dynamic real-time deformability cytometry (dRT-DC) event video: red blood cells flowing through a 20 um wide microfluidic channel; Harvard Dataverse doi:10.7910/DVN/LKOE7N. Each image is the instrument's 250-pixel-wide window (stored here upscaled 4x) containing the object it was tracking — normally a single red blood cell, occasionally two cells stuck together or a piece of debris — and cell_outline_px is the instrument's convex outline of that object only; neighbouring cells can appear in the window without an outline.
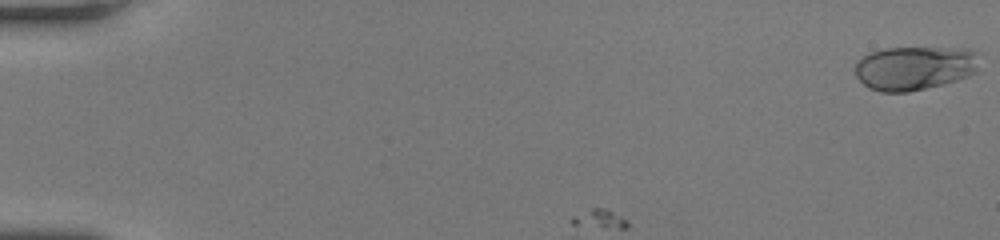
{"species": "human", "species_latin": "Homo sapiens", "temperature_condition": "room temperature", "stored_images_in_passage": 9, "camera_frame_rate_fps": 3000, "um_per_image_px": 0.085, "donor": {"sex": "female"}, "frame": {"image": 1, "passage_image": 1, "time_ms": 0.0, "image_size_px": [1000, 240], "cell_outline_px": [[980, 52], [976, 72], [968, 76], [944, 84], [908, 92], [880, 92], [868, 88], [856, 76], [856, 60], [868, 52], [884, 48], [972, 48]], "centroid_in_image_um": [77.76, 5.76], "position_along_channel_um": 7.2, "area_um2": 32.31}}